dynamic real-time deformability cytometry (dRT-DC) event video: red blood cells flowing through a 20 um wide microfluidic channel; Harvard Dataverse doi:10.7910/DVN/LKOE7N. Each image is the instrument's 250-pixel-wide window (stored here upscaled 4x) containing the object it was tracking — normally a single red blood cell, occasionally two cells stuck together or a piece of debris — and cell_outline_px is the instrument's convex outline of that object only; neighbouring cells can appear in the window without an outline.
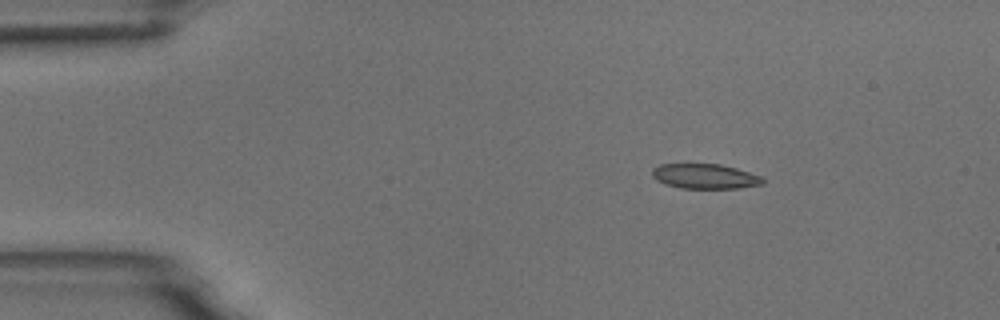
{"species": "common noctule bat (a hibernating species)", "species_latin": "Nyctalus noctula", "temperature_condition": "room temperature", "stored_images_in_passage": 4, "camera_frame_rate_fps": 3000, "um_per_image_px": 0.085, "animal": {"sex": "male", "body_mass_g": 18.8}, "frame": {"image": 1, "passage_image": 2, "time_ms": 2.0, "image_size_px": [1000, 320], "cell_outline_px": [[764, 184], [740, 188], [680, 188], [664, 184], [656, 180], [652, 176], [652, 168], [660, 164], [720, 164], [736, 168], [760, 176], [764, 180]], "centroid_in_image_um": [59.89, 14.99], "position_along_channel_um": 25.1, "area_um2": 16.07}}